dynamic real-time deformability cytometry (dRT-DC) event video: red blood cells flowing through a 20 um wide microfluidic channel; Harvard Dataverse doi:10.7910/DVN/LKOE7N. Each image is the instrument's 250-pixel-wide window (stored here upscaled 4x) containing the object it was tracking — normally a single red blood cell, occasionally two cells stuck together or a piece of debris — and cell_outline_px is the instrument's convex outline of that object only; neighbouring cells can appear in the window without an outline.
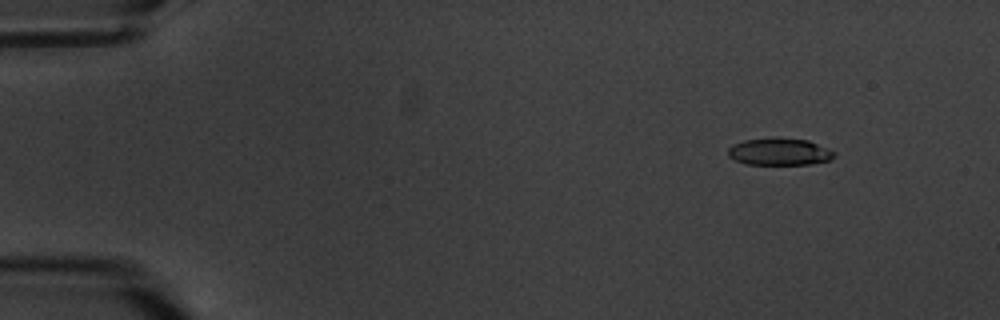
{"species": "common noctule bat (a hibernating species)", "species_latin": "Nyctalus noctula", "temperature_condition": "warm", "stored_images_in_passage": 6, "camera_frame_rate_fps": 3000, "um_per_image_px": 0.085, "animal": {"sex": "male", "body_mass_g": 20.1, "forearm_length_mm": 53.5}, "frame": {"image": 1, "passage_image": 2, "time_ms": 1.333, "image_size_px": [1000, 320], "cell_outline_px": [[836, 156], [832, 160], [808, 164], [748, 164], [736, 160], [728, 156], [728, 148], [732, 144], [744, 140], [808, 140], [836, 152]], "centroid_in_image_um": [66.28, 12.94], "position_along_channel_um": 18.7, "area_um2": 16.13}}
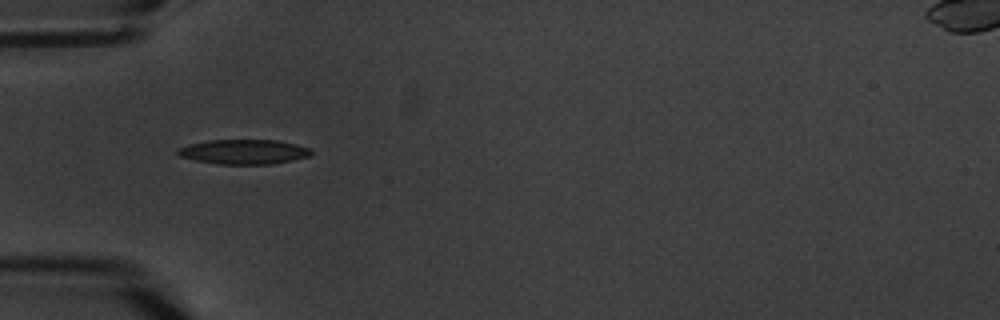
{"frame": {"image": 2, "passage_image": 5, "time_ms": 5.667, "image_size_px": [1000, 320], "cell_outline_px": [[312, 152], [308, 156], [292, 160], [272, 164], [220, 164], [196, 160], [180, 156], [176, 152], [176, 148], [188, 144], [208, 140], [276, 140], [296, 144], [308, 148]], "centroid_in_image_um": [20.68, 12.89], "position_along_channel_um": 64.3, "area_um2": 19.07}}